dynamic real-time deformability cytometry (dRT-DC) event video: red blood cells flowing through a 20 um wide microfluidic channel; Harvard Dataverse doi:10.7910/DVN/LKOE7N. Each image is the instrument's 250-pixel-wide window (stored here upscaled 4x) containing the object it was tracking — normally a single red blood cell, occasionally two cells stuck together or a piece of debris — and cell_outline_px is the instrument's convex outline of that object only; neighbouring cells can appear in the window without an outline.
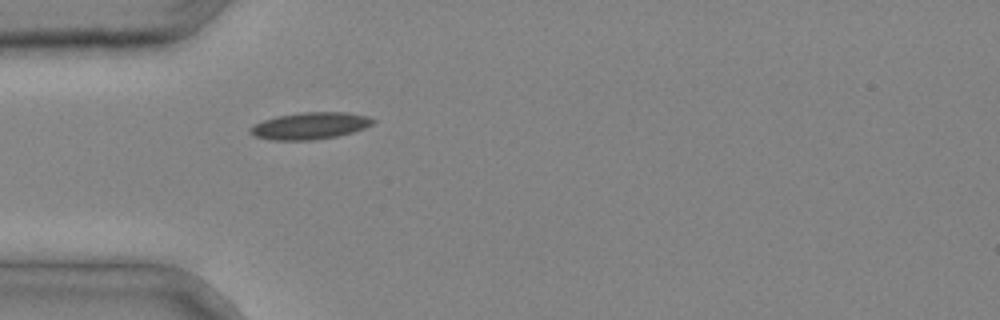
{"species": "common noctule bat (a hibernating species)", "species_latin": "Nyctalus noctula", "temperature_condition": "cold", "stored_images_in_passage": 4, "camera_frame_rate_fps": 3000, "um_per_image_px": 0.085, "animal": {"sex": "male", "body_mass_g": 20.4}, "frame": {"image": 1, "passage_image": 4, "time_ms": 1.0, "image_size_px": [1000, 320], "cell_outline_px": [[376, 120], [372, 124], [364, 128], [352, 132], [336, 136], [312, 140], [272, 140], [256, 136], [248, 132], [248, 128], [264, 120], [276, 116], [300, 112], [348, 112], [368, 116]], "centroid_in_image_um": [26.35, 10.68], "position_along_channel_um": 58.6, "area_um2": 19.19}}